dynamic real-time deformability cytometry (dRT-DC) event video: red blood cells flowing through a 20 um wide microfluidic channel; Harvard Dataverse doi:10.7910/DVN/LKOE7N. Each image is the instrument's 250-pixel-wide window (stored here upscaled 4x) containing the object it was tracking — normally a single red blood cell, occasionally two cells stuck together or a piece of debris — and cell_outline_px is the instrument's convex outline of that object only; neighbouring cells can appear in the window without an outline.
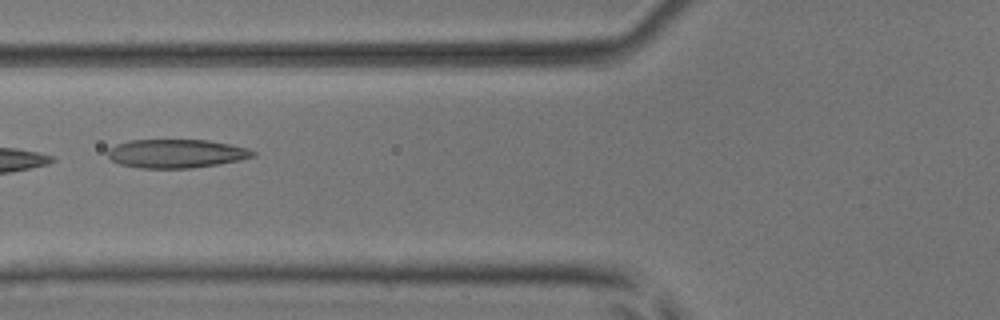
{"species": "common noctule bat (a hibernating species)", "species_latin": "Nyctalus noctula", "temperature_condition": "room temperature", "stored_images_in_passage": 3, "camera_frame_rate_fps": 3000, "um_per_image_px": 0.085, "animal": {"sex": "male", "body_mass_g": 17.9, "forearm_length_mm": 54.2}, "frame": {"image": 1, "passage_image": 3, "time_ms": 0.667, "image_size_px": [1000, 320], "cell_outline_px": [[256, 156], [240, 160], [220, 164], [192, 168], [140, 168], [120, 164], [112, 160], [108, 156], [108, 148], [116, 144], [128, 140], [208, 140], [248, 148], [256, 152]], "centroid_in_image_um": [14.99, 13.05], "position_along_channel_um": 110.8, "area_um2": 24.33}}